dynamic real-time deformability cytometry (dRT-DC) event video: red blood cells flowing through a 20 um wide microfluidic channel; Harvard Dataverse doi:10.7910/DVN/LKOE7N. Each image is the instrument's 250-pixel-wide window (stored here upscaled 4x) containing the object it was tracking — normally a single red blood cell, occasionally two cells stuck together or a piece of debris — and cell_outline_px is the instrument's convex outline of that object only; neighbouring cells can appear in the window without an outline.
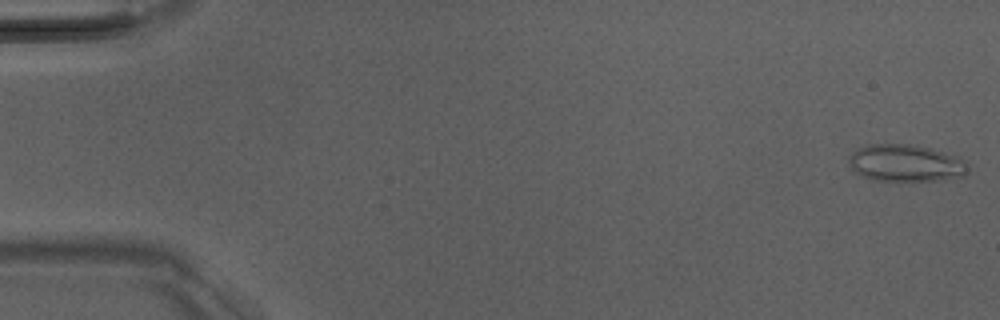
{"species": "Egyptian fruit bat (a non-hibernating species)", "species_latin": "Rousettus aegyptiacus", "temperature_condition": "room temperature", "stored_images_in_passage": 51, "camera_frame_rate_fps": 3000, "um_per_image_px": 0.085, "animal": {"sex": "male"}, "frame": {"image": 1, "passage_image": 1, "time_ms": 0.0, "image_size_px": [1000, 320], "cell_outline_px": [[968, 168], [964, 176], [944, 180], [876, 180], [864, 176], [856, 172], [848, 164], [848, 156], [856, 148], [868, 144], [912, 144], [932, 148], [960, 156]], "centroid_in_image_um": [76.99, 13.84], "position_along_channel_um": 8.0, "area_um2": 25.89}}
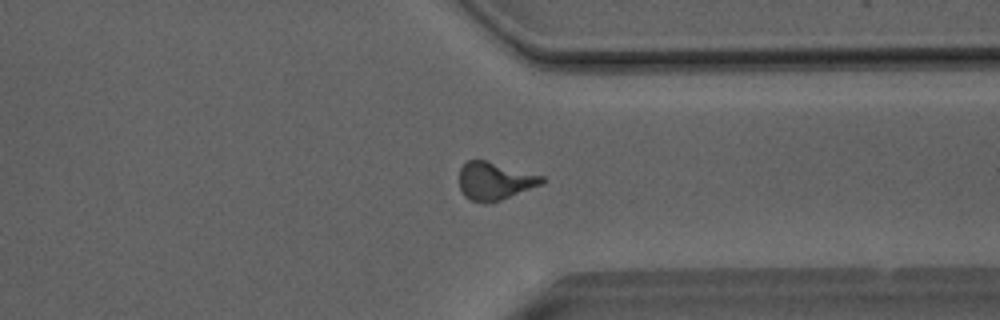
{"frame": {"image": 2, "passage_image": 39, "time_ms": 12.667, "image_size_px": [1000, 320], "cell_outline_px": [[544, 184], [492, 204], [468, 200], [464, 196], [460, 188], [460, 168], [468, 160], [484, 160], [544, 176]], "centroid_in_image_um": [42.07, 15.42], "position_along_channel_um": 369.3, "area_um2": 18.38}}
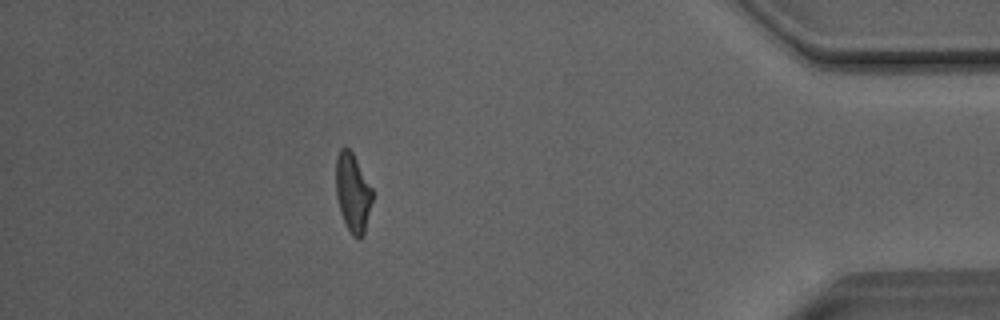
{"frame": {"image": 3, "passage_image": 45, "time_ms": 14.667, "image_size_px": [1000, 320], "cell_outline_px": [[372, 200], [364, 232], [360, 240], [352, 236], [340, 212], [336, 196], [336, 156], [340, 148], [348, 148], [352, 152], [372, 188]], "centroid_in_image_um": [29.97, 16.37], "position_along_channel_um": 405.2, "area_um2": 16.53}, "authors_computed_cell_mechanics": {"area_um2": 18.207, "velocity_mm_per_s": 4.0654, "shape_relaxation_time_tau1_ms": 7.6384, "shape_relaxation_time_tau2_ms": 0.865, "deformation_change_tau1": 0.2091, "deformation_change_tau2": 0.0809}}